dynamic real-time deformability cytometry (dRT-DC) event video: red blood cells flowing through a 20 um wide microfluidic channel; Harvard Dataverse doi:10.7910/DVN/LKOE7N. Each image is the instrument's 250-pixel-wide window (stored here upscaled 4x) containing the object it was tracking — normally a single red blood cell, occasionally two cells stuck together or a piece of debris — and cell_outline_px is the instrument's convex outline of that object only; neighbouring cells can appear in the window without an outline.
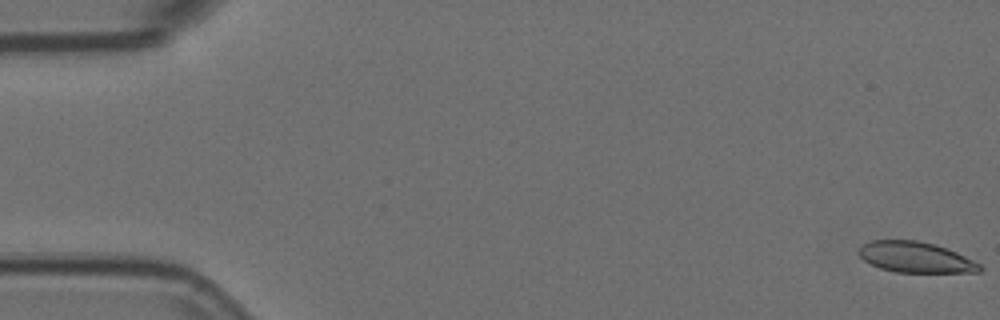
{"species": "Egyptian fruit bat (a non-hibernating species)", "species_latin": "Rousettus aegyptiacus", "temperature_condition": "room temperature", "stored_images_in_passage": 58, "camera_frame_rate_fps": 3000, "um_per_image_px": 0.085, "animal": {"sex": "female"}, "frame": {"image": 1, "passage_image": 1, "time_ms": 0.0, "image_size_px": [1000, 320], "cell_outline_px": [[984, 268], [980, 272], [896, 272], [880, 268], [864, 260], [856, 252], [864, 244], [872, 240], [916, 240], [936, 244], [956, 252], [980, 264]], "centroid_in_image_um": [77.82, 21.86], "position_along_channel_um": 7.2, "area_um2": 21.56}}
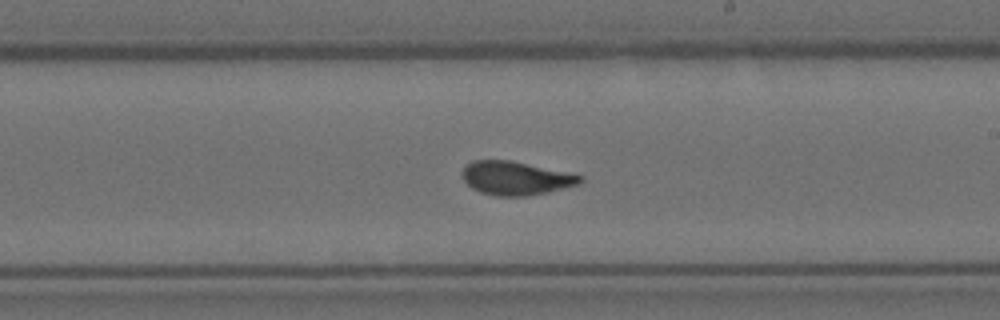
{"frame": {"image": 2, "passage_image": 33, "time_ms": 10.667, "image_size_px": [1000, 320], "cell_outline_px": [[584, 180], [580, 184], [548, 192], [524, 196], [496, 196], [480, 192], [472, 188], [464, 180], [460, 172], [472, 160], [512, 160], [584, 176]], "centroid_in_image_um": [43.84, 15.14], "position_along_channel_um": 245.2, "area_um2": 23.12}}
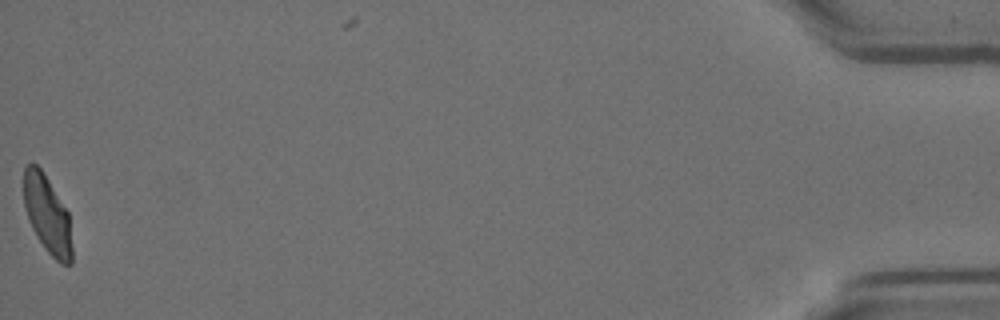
{"frame": {"image": 3, "passage_image": 57, "time_ms": 18.667, "image_size_px": [1000, 320], "cell_outline_px": [[72, 264], [60, 264], [44, 248], [36, 236], [32, 228], [24, 204], [24, 168], [28, 164], [36, 164], [40, 168], [48, 180], [68, 212], [72, 248]], "centroid_in_image_um": [4.03, 18.27], "position_along_channel_um": 431.2, "area_um2": 21.56}, "authors_computed_cell_mechanics": {"area_um2": 22.9177, "velocity_mm_per_s": 3.5904, "shape_relaxation_time_tau1_ms": null, "shape_relaxation_time_tau2_ms": 1.1244, "deformation_change_tau1": null, "deformation_change_tau2": 0.0537}}